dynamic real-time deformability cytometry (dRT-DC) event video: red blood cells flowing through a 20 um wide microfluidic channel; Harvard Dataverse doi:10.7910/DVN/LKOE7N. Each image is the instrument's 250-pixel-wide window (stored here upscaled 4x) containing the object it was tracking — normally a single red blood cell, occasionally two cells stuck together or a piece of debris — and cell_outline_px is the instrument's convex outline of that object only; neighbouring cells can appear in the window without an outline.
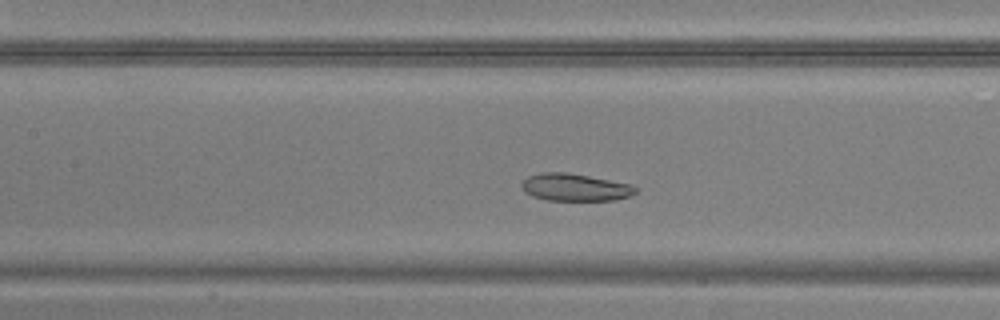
{"species": "common noctule bat (a hibernating species)", "species_latin": "Nyctalus noctula", "temperature_condition": "warm", "stored_images_in_passage": 38, "camera_frame_rate_fps": 3000, "um_per_image_px": 0.085, "animal": {"sex": "male", "body_mass_g": 20.5, "forearm_length_mm": 52.5}, "frame": {"image": 1, "passage_image": 15, "time_ms": 4.667, "image_size_px": [1000, 320], "cell_outline_px": [[640, 188], [636, 192], [628, 196], [616, 200], [548, 200], [532, 196], [524, 192], [520, 184], [528, 176], [544, 172], [568, 172], [632, 184]], "centroid_in_image_um": [48.89, 15.92], "position_along_channel_um": 158.5, "area_um2": 18.26}}
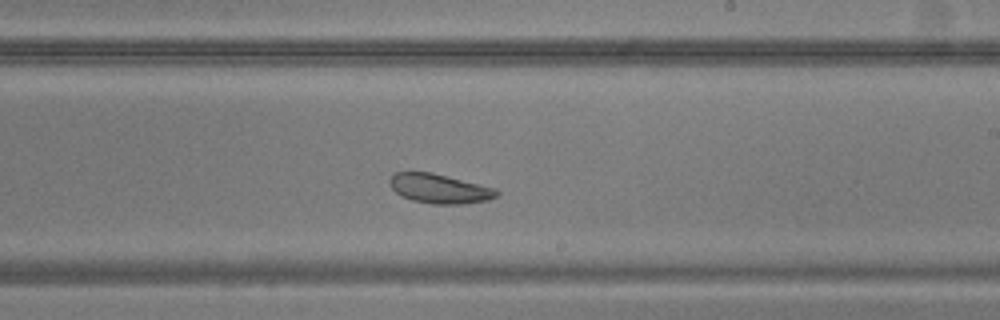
{"frame": {"image": 2, "passage_image": 22, "time_ms": 7.0, "image_size_px": [1000, 320], "cell_outline_px": [[500, 192], [496, 196], [488, 200], [460, 204], [432, 204], [412, 200], [396, 192], [392, 188], [388, 180], [396, 172], [432, 172], [496, 188]], "centroid_in_image_um": [37.37, 16.03], "position_along_channel_um": 251.6, "area_um2": 18.21}}
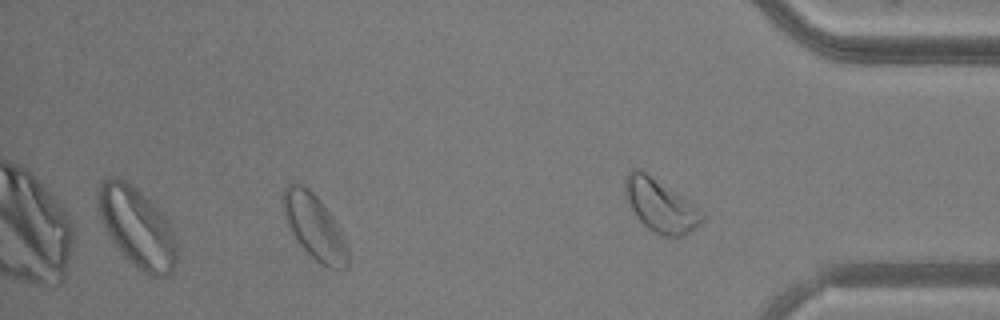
{"frame": {"image": 3, "passage_image": 32, "time_ms": 10.333, "image_size_px": [1000, 320], "cell_outline_px": [[348, 268], [328, 268], [320, 264], [296, 240], [284, 216], [284, 188], [288, 184], [300, 184], [308, 188], [320, 200], [336, 220], [348, 252]], "centroid_in_image_um": [26.74, 19.29], "position_along_channel_um": 408.5, "area_um2": 23.93}}